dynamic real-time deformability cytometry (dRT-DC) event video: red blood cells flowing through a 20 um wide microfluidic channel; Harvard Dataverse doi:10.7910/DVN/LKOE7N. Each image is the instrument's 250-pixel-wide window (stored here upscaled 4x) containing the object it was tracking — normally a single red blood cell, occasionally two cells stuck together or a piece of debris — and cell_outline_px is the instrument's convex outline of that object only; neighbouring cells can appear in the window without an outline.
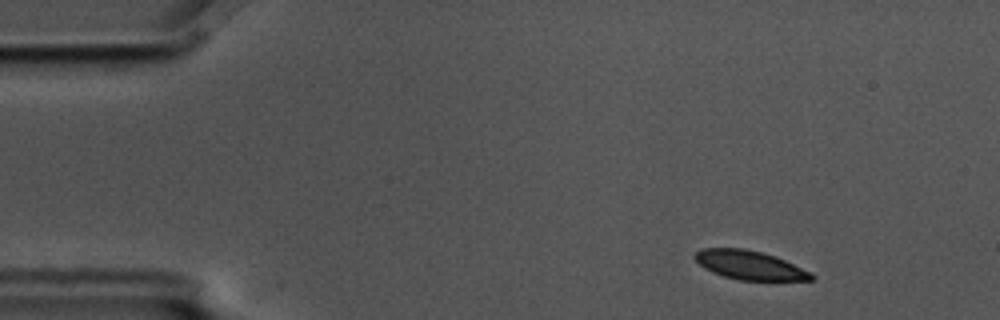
{"species": "common noctule bat (a hibernating species)", "species_latin": "Nyctalus noctula", "temperature_condition": "cold", "stored_images_in_passage": 9, "camera_frame_rate_fps": 3000, "um_per_image_px": 0.085, "animal": {"sex": "male", "body_mass_g": 17.5, "forearm_length_mm": 52.3}, "frame": {"image": 1, "passage_image": 1, "time_ms": 0.0, "image_size_px": [1000, 320], "cell_outline_px": [[816, 276], [812, 280], [740, 280], [724, 276], [712, 272], [704, 268], [692, 256], [696, 252], [704, 248], [744, 248], [776, 256], [812, 272]], "centroid_in_image_um": [63.74, 22.53], "position_along_channel_um": 21.3, "area_um2": 19.59}}
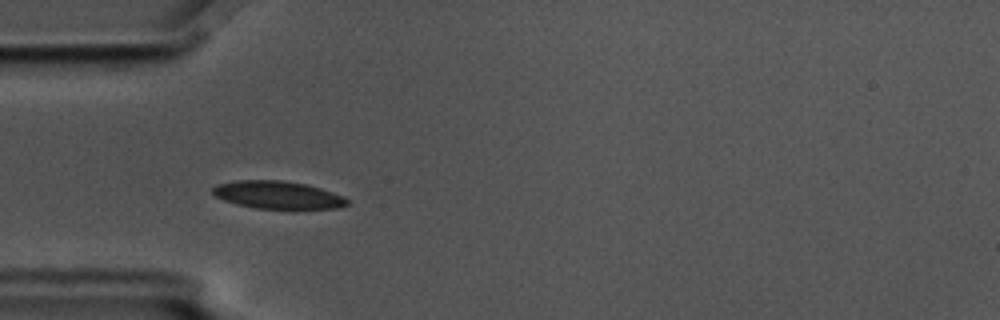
{"frame": {"image": 2, "passage_image": 4, "time_ms": 1.0, "image_size_px": [1000, 320], "cell_outline_px": [[348, 204], [336, 208], [256, 208], [236, 204], [224, 200], [216, 196], [212, 192], [212, 188], [216, 184], [236, 180], [280, 180], [308, 184], [344, 196], [348, 200]], "centroid_in_image_um": [23.58, 16.55], "position_along_channel_um": 61.4, "area_um2": 21.56}}
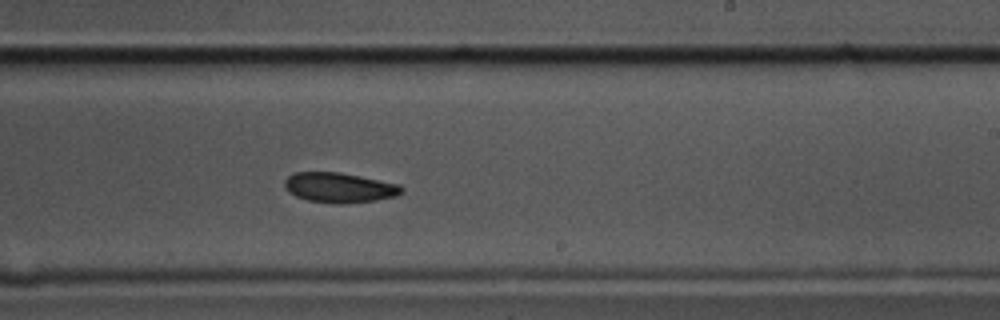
{"frame": {"image": 3, "passage_image": 9, "time_ms": 2.667, "image_size_px": [1000, 320], "cell_outline_px": [[404, 192], [396, 196], [376, 200], [340, 204], [336, 204], [308, 200], [296, 196], [288, 192], [284, 184], [284, 180], [292, 172], [340, 172], [400, 184], [404, 188]], "centroid_in_image_um": [28.85, 15.94], "position_along_channel_um": 260.1, "area_um2": 20.58}}